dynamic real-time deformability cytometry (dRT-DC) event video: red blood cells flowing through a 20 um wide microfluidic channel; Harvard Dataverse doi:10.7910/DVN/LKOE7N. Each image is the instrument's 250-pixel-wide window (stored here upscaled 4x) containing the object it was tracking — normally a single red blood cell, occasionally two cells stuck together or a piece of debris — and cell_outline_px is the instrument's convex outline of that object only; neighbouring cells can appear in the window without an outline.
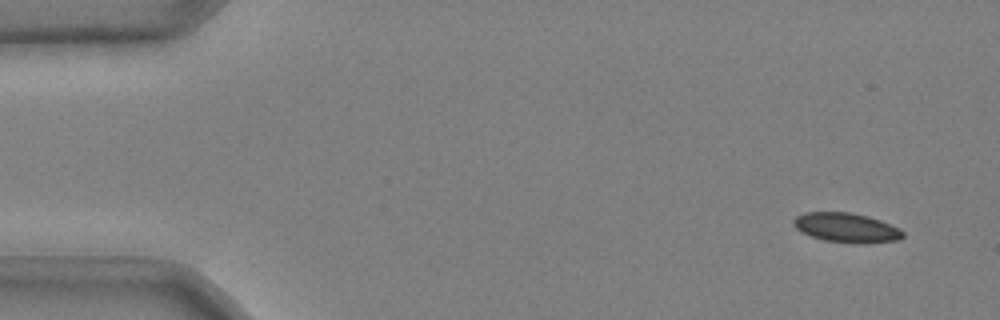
{"species": "common noctule bat (a hibernating species)", "species_latin": "Nyctalus noctula", "temperature_condition": "cold", "stored_images_in_passage": 51, "camera_frame_rate_fps": 3000, "um_per_image_px": 0.085, "animal": {"sex": "male", "body_mass_g": 20.4}, "frame": {"image": 1, "passage_image": 3, "time_ms": 0.667, "image_size_px": [1000, 320], "cell_outline_px": [[904, 236], [900, 240], [860, 244], [856, 244], [824, 240], [800, 232], [792, 224], [792, 220], [796, 216], [804, 212], [848, 212], [868, 216], [880, 220], [900, 228], [904, 232]], "centroid_in_image_um": [71.95, 19.36], "position_along_channel_um": 13.1, "area_um2": 19.02}}
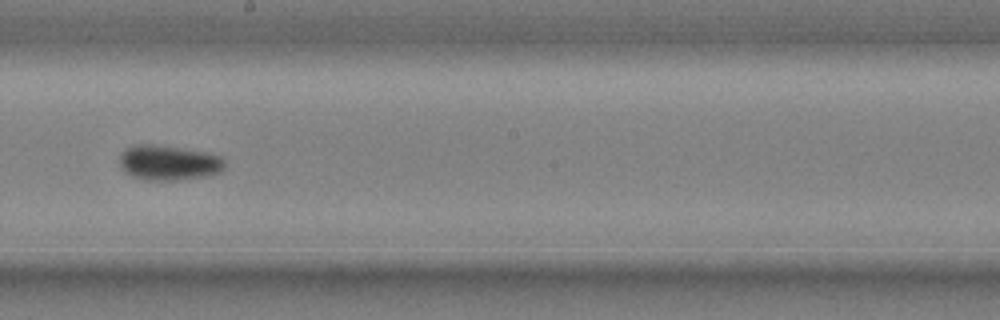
{"frame": {"image": 2, "passage_image": 30, "time_ms": 9.667, "image_size_px": [1000, 320], "cell_outline_px": [[224, 172], [208, 176], [176, 180], [144, 180], [132, 176], [120, 164], [120, 152], [124, 148], [136, 144], [156, 144], [208, 152], [220, 156], [224, 160]], "centroid_in_image_um": [14.37, 13.82], "position_along_channel_um": 233.8, "area_um2": 21.73}}
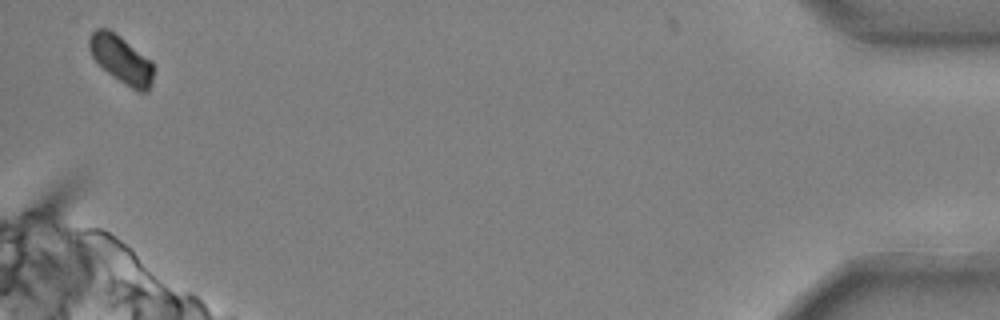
{"frame": {"image": 3, "passage_image": 51, "time_ms": 16.667, "image_size_px": [1000, 320], "cell_outline_px": [[156, 68], [148, 92], [136, 92], [112, 76], [92, 56], [88, 48], [88, 36], [96, 28], [108, 28], [120, 36], [152, 60]], "centroid_in_image_um": [10.34, 5.06], "position_along_channel_um": 424.9, "area_um2": 18.21}, "authors_computed_cell_mechanics": {"area_um2": 19.7098, "velocity_mm_per_s": 3.6751, "shape_relaxation_time_tau1_ms": 4.3315, "shape_relaxation_time_tau2_ms": null, "deformation_change_tau1": 0.108, "deformation_change_tau2": null}}